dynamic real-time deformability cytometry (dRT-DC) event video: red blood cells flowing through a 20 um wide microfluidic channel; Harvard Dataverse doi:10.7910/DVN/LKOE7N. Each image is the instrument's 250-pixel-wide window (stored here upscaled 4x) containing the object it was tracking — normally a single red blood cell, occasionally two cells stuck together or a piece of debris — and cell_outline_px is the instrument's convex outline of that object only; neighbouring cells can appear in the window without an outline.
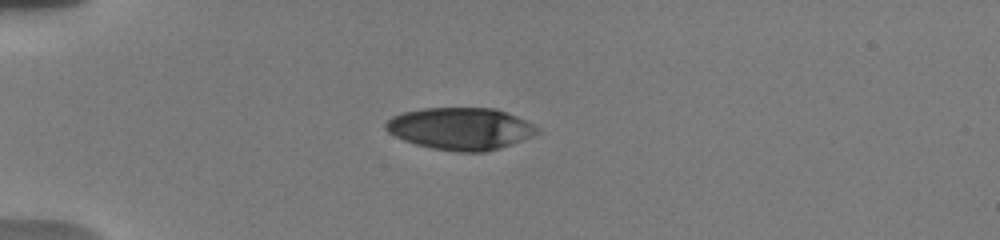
{"species": "human", "species_latin": "Homo sapiens", "temperature_condition": "warm", "stored_images_in_passage": 38, "camera_frame_rate_fps": 3000, "um_per_image_px": 0.085, "donor": {"sex": "male"}, "frame": {"image": 1, "passage_image": 6, "time_ms": 3.667, "image_size_px": [1000, 240], "cell_outline_px": [[540, 132], [532, 136], [500, 148], [484, 152], [456, 152], [432, 148], [416, 144], [404, 140], [388, 132], [384, 128], [384, 124], [392, 116], [404, 112], [424, 108], [496, 108], [516, 116], [540, 128]], "centroid_in_image_um": [39.14, 10.93], "position_along_channel_um": 45.9, "area_um2": 37.11}}
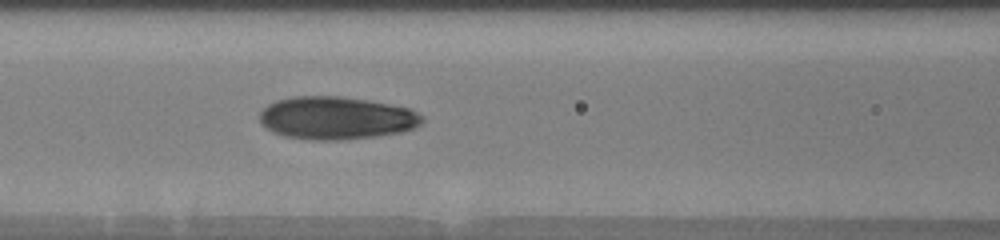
{"frame": {"image": 2, "passage_image": 11, "time_ms": 7.0, "image_size_px": [1000, 240], "cell_outline_px": [[424, 120], [420, 124], [412, 128], [400, 132], [376, 136], [344, 140], [312, 140], [284, 136], [272, 132], [260, 120], [260, 112], [268, 104], [276, 100], [292, 96], [340, 96], [368, 100], [412, 108], [424, 116]], "centroid_in_image_um": [28.61, 10.02], "position_along_channel_um": 138.0, "area_um2": 40.69}}
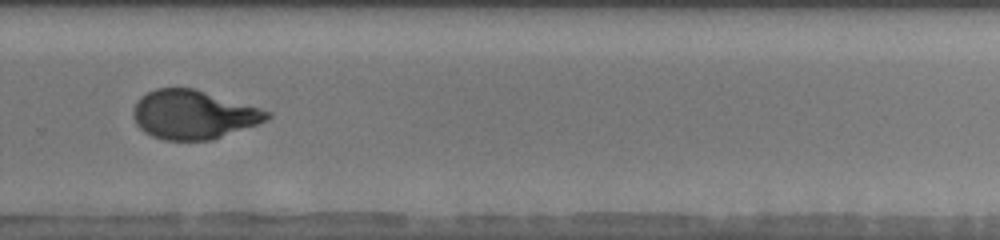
{"frame": {"image": 3, "passage_image": 26, "time_ms": 11.667, "image_size_px": [1000, 240], "cell_outline_px": [[272, 116], [268, 120], [212, 140], [164, 140], [152, 136], [144, 132], [136, 124], [132, 116], [132, 108], [136, 100], [140, 96], [156, 88], [192, 88], [272, 112]], "centroid_in_image_um": [16.39, 9.75], "position_along_channel_um": 313.4, "area_um2": 37.97}, "authors_computed_cell_mechanics": {"area_um2": 38.7549, "velocity_mm_per_s": 3.7622, "shape_relaxation_time_tau1_ms": 5.6906, "shape_relaxation_time_tau2_ms": 0.9528, "deformation_change_tau1": 0.2089, "deformation_change_tau2": 0.0646}}